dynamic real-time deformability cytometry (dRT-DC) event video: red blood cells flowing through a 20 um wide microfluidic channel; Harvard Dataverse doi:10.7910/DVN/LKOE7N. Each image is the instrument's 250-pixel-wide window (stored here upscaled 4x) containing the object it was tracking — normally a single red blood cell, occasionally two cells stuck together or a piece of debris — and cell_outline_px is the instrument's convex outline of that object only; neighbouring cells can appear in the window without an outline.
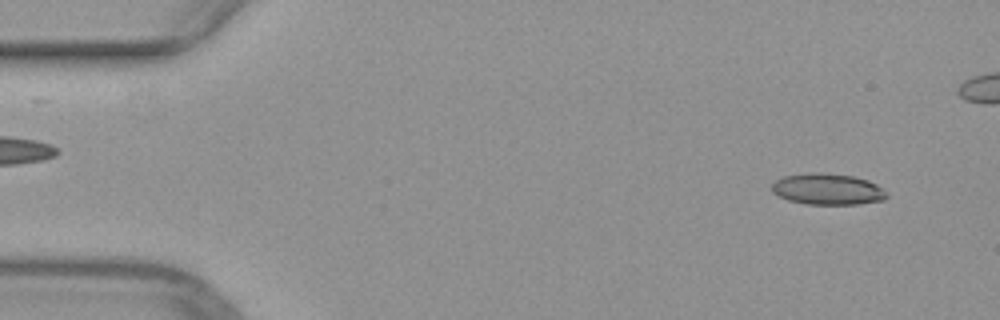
{"species": "common noctule bat (a hibernating species)", "species_latin": "Nyctalus noctula", "temperature_condition": "warm", "stored_images_in_passage": 42, "camera_frame_rate_fps": 3000, "um_per_image_px": 0.085, "animal": {"sex": "female", "body_mass_g": 29.2, "forearm_length_mm": 56.3}, "frame": {"image": 1, "passage_image": 1, "time_ms": 0.0, "image_size_px": [1000, 320], "cell_outline_px": [[888, 196], [884, 200], [860, 204], [808, 204], [788, 200], [772, 192], [772, 184], [776, 180], [784, 176], [812, 172], [820, 172], [852, 176], [868, 180], [876, 184]], "centroid_in_image_um": [70.33, 16.08], "position_along_channel_um": 14.7, "area_um2": 20.75}}
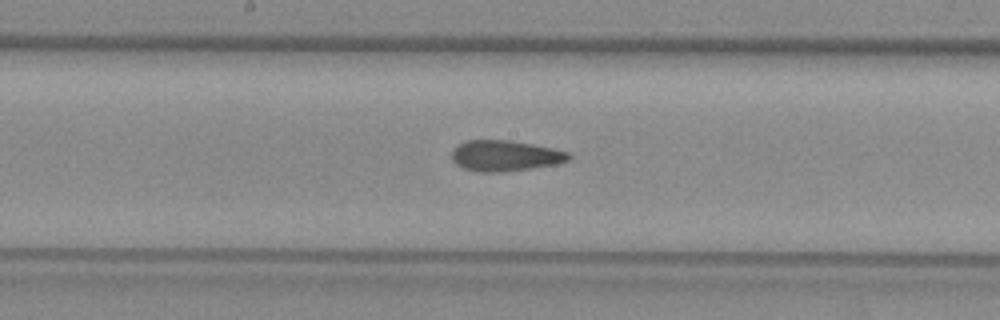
{"frame": {"image": 2, "passage_image": 23, "time_ms": 7.333, "image_size_px": [1000, 320], "cell_outline_px": [[572, 156], [568, 160], [556, 164], [528, 168], [496, 172], [476, 172], [464, 168], [456, 164], [452, 160], [452, 152], [460, 144], [468, 140], [512, 140], [552, 148], [568, 152]], "centroid_in_image_um": [42.93, 13.23], "position_along_channel_um": 205.3, "area_um2": 20.69}}
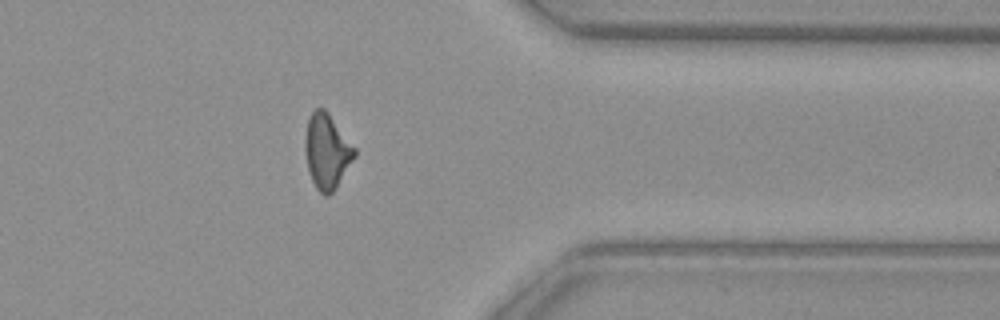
{"frame": {"image": 3, "passage_image": 37, "time_ms": 12.0, "image_size_px": [1000, 320], "cell_outline_px": [[356, 156], [336, 188], [328, 196], [324, 196], [316, 188], [312, 180], [308, 168], [304, 148], [304, 140], [308, 116], [316, 108], [324, 108], [328, 112], [356, 148]], "centroid_in_image_um": [27.78, 12.85], "position_along_channel_um": 383.6, "area_um2": 21.73}}